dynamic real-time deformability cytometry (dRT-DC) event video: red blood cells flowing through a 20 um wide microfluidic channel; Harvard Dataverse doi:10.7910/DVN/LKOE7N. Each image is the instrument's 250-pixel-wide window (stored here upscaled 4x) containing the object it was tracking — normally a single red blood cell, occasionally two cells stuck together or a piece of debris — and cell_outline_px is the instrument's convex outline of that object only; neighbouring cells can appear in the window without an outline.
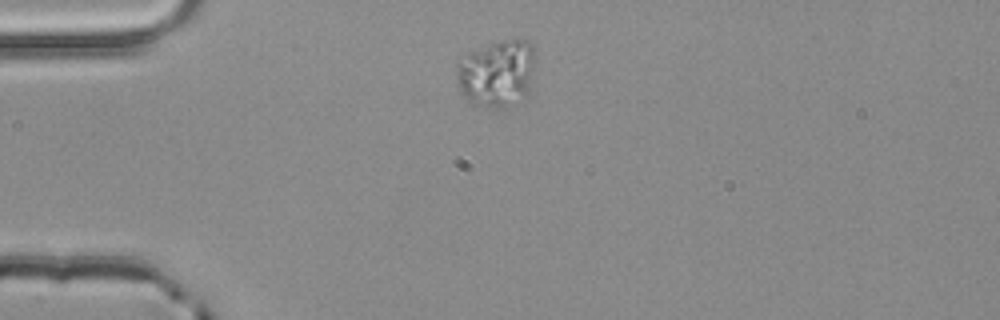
{"species": "common noctule bat (a hibernating species)", "species_latin": "Nyctalus noctula", "temperature_condition": "room temperature", "stored_images_in_passage": 3, "camera_frame_rate_fps": 3000, "um_per_image_px": 0.085, "animal": {"sex": "male", "body_mass_g": 20.4}, "frame": {"image": 1, "passage_image": 3, "time_ms": 0.667, "image_size_px": [1000, 320], "cell_outline_px": [[536, 60], [528, 92], [520, 104], [504, 108], [488, 108], [468, 100], [460, 92], [456, 72], [456, 60], [468, 52], [488, 44], [504, 40], [528, 40], [532, 44], [536, 56]], "centroid_in_image_um": [42.25, 6.24], "position_along_channel_um": 42.8, "area_um2": 31.5}}